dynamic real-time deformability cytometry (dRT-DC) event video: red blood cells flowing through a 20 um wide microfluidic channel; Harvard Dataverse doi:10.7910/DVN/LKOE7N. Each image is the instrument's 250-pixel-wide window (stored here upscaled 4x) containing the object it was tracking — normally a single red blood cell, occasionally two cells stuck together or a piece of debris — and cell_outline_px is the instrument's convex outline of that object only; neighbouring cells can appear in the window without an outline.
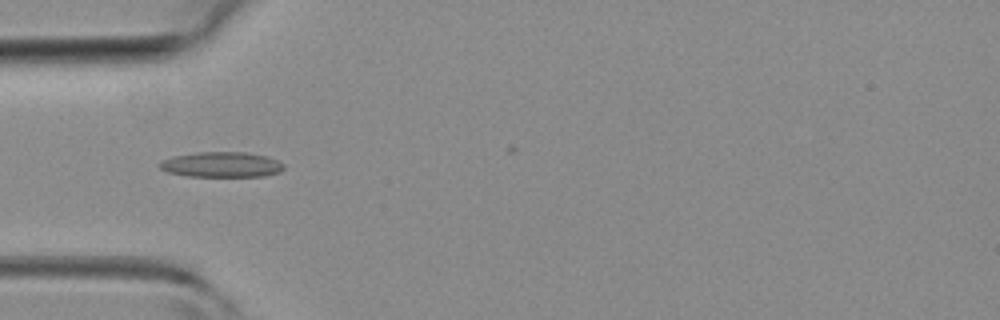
{"species": "common noctule bat (a hibernating species)", "species_latin": "Nyctalus noctula", "temperature_condition": "room temperature", "stored_images_in_passage": 36, "camera_frame_rate_fps": 3000, "um_per_image_px": 0.085, "animal": {"sex": "female", "body_mass_g": 19.3, "forearm_length_mm": 54.1}, "frame": {"image": 1, "passage_image": 9, "time_ms": 2.667, "image_size_px": [1000, 320], "cell_outline_px": [[284, 168], [280, 172], [264, 176], [188, 176], [168, 172], [160, 168], [160, 160], [172, 156], [196, 152], [248, 152], [268, 156], [280, 160], [284, 164]], "centroid_in_image_um": [18.87, 13.98], "position_along_channel_um": 66.1, "area_um2": 18.5}}
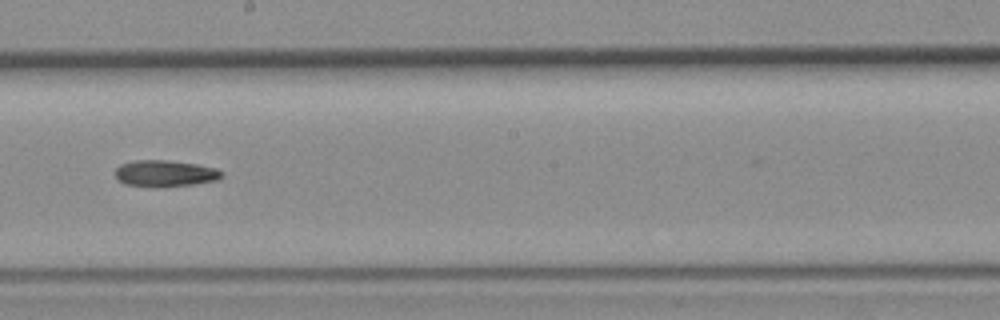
{"frame": {"image": 2, "passage_image": 20, "time_ms": 6.333, "image_size_px": [1000, 320], "cell_outline_px": [[224, 176], [216, 180], [192, 184], [152, 188], [124, 184], [116, 180], [116, 168], [120, 164], [136, 160], [168, 160], [196, 164], [216, 168], [224, 172]], "centroid_in_image_um": [14.01, 14.75], "position_along_channel_um": 234.2, "area_um2": 16.65}}
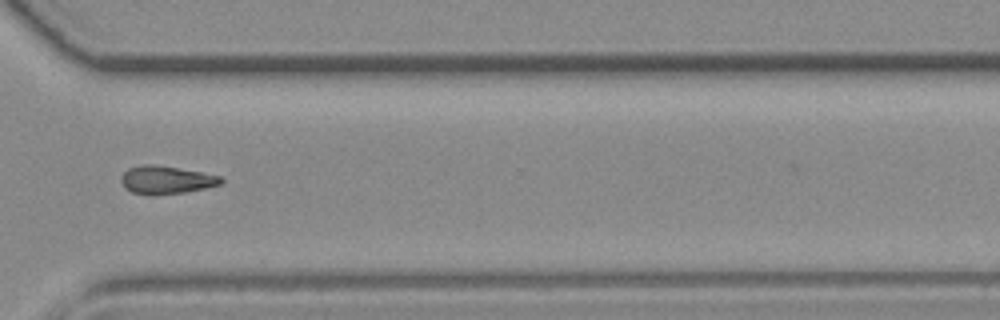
{"frame": {"image": 3, "passage_image": 28, "time_ms": 9.0, "image_size_px": [1000, 320], "cell_outline_px": [[224, 180], [220, 184], [208, 188], [184, 192], [132, 192], [124, 188], [120, 180], [120, 176], [128, 168], [140, 164], [152, 164], [200, 172], [220, 176]], "centroid_in_image_um": [14.12, 15.25], "position_along_channel_um": 356.5, "area_um2": 15.66}}